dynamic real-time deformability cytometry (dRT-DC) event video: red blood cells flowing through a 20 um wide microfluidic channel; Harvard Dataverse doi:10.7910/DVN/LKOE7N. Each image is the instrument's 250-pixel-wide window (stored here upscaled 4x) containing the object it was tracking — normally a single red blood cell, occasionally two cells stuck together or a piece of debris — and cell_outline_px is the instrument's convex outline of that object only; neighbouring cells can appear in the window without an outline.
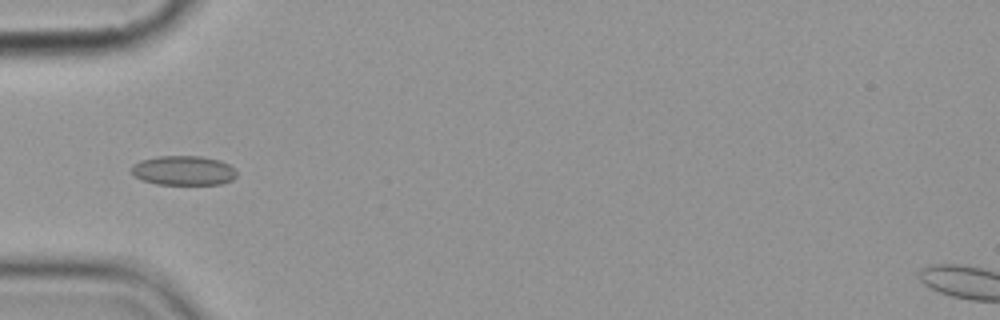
{"species": "common noctule bat (a hibernating species)", "species_latin": "Nyctalus noctula", "temperature_condition": "cold", "stored_images_in_passage": 6, "camera_frame_rate_fps": 3000, "um_per_image_px": 0.085, "animal": {"sex": "female", "body_mass_g": 19.9}, "frame": {"image": 1, "passage_image": 3, "time_ms": 2.333, "image_size_px": [1000, 320], "cell_outline_px": [[236, 176], [232, 180], [220, 184], [156, 184], [144, 180], [136, 176], [132, 172], [132, 164], [140, 160], [156, 156], [200, 156], [220, 160], [228, 164], [236, 172]], "centroid_in_image_um": [15.59, 14.48], "position_along_channel_um": 69.4, "area_um2": 17.98}}
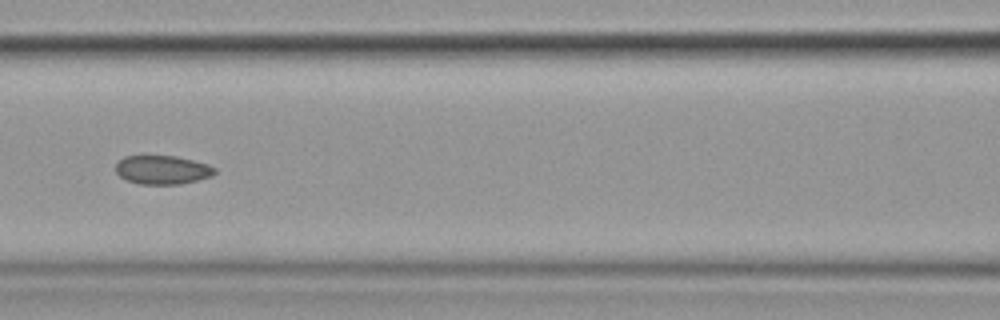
{"frame": {"image": 2, "passage_image": 5, "time_ms": 4.667, "image_size_px": [1000, 320], "cell_outline_px": [[216, 172], [212, 176], [180, 184], [140, 184], [128, 180], [120, 176], [116, 172], [116, 164], [124, 156], [176, 156], [208, 164], [216, 168]], "centroid_in_image_um": [13.82, 14.43], "position_along_channel_um": 152.8, "area_um2": 16.47}}
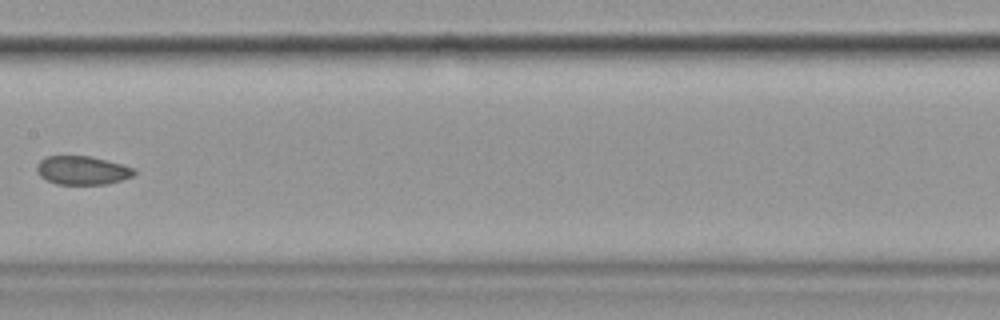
{"frame": {"image": 3, "passage_image": 6, "time_ms": 6.0, "image_size_px": [1000, 320], "cell_outline_px": [[136, 172], [132, 176], [108, 184], [56, 184], [40, 176], [36, 172], [36, 164], [44, 156], [92, 156], [136, 168]], "centroid_in_image_um": [6.98, 14.47], "position_along_channel_um": 200.4, "area_um2": 16.36}}